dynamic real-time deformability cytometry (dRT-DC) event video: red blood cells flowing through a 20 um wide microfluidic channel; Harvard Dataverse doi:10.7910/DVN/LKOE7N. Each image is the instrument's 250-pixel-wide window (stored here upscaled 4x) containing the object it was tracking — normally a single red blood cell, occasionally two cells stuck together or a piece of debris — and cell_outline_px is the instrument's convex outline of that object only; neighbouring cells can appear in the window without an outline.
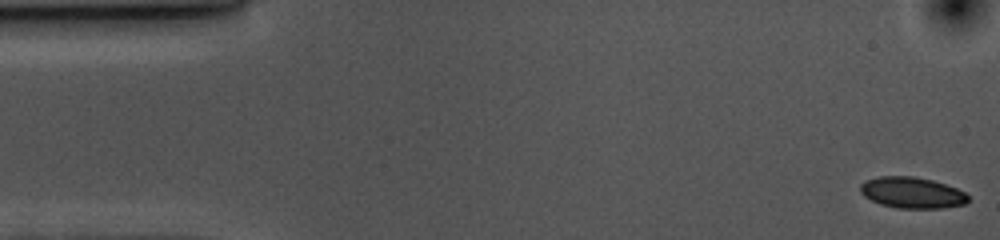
{"species": "common noctule bat (a hibernating species)", "species_latin": "Nyctalus noctula", "temperature_condition": "cold", "stored_images_in_passage": 55, "camera_frame_rate_fps": 3000, "um_per_image_px": 0.085, "animal": {"sex": "female", "body_mass_g": 10.0, "forearm_length_mm": 53.1}, "frame": {"image": 1, "passage_image": 1, "time_ms": 0.0, "image_size_px": [1000, 240], "cell_outline_px": [[968, 200], [964, 204], [944, 208], [896, 208], [880, 204], [864, 196], [860, 192], [860, 184], [864, 180], [880, 176], [912, 176], [932, 180], [956, 188], [964, 192], [968, 196]], "centroid_in_image_um": [77.49, 16.37], "position_along_channel_um": 7.5, "area_um2": 19.54}}
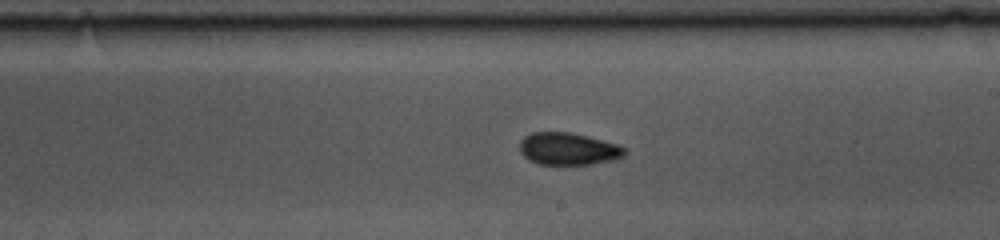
{"frame": {"image": 2, "passage_image": 30, "time_ms": 9.667, "image_size_px": [1000, 240], "cell_outline_px": [[624, 156], [612, 160], [592, 164], [540, 164], [524, 156], [520, 152], [520, 140], [524, 136], [532, 132], [572, 132], [620, 144], [624, 148]], "centroid_in_image_um": [48.31, 12.63], "position_along_channel_um": 240.7, "area_um2": 19.71}}
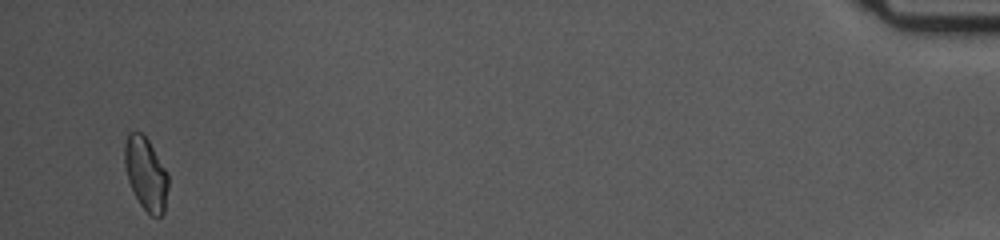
{"frame": {"image": 3, "passage_image": 53, "time_ms": 17.333, "image_size_px": [1000, 240], "cell_outline_px": [[168, 188], [164, 212], [156, 220], [140, 204], [128, 180], [124, 164], [124, 144], [128, 132], [140, 132], [148, 140], [168, 172]], "centroid_in_image_um": [12.4, 14.77], "position_along_channel_um": 422.8, "area_um2": 18.55}, "authors_computed_cell_mechanics": {"area_um2": 19.652, "velocity_mm_per_s": 3.5522, "shape_relaxation_time_tau1_ms": 3.6495, "shape_relaxation_time_tau2_ms": 2.0493, "deformation_change_tau1": 0.0797, "deformation_change_tau2": 0.0424}}